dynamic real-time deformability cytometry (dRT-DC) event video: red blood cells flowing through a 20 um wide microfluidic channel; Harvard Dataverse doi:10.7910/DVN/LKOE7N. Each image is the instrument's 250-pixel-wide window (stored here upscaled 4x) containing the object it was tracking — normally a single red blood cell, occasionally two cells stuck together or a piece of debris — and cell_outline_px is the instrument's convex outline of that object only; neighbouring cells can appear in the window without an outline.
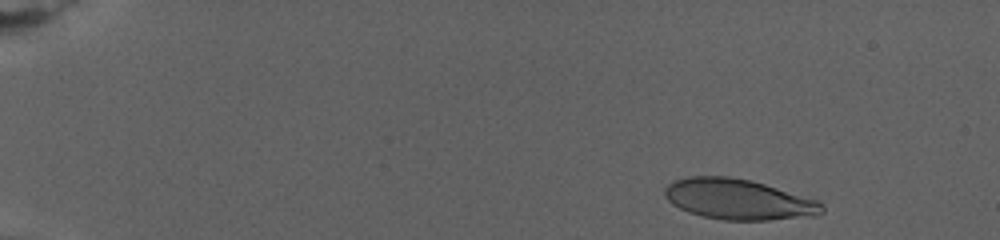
{"species": "human", "species_latin": "Homo sapiens", "temperature_condition": "warm", "stored_images_in_passage": 52, "camera_frame_rate_fps": 3000, "um_per_image_px": 0.085, "donor": {"sex": "female"}, "frame": {"image": 1, "passage_image": 2, "time_ms": 0.667, "image_size_px": [1000, 240], "cell_outline_px": [[824, 212], [820, 216], [768, 220], [724, 220], [704, 216], [688, 212], [672, 204], [664, 196], [664, 188], [672, 180], [688, 176], [728, 176], [752, 180], [816, 200], [824, 204]], "centroid_in_image_um": [62.77, 16.94], "position_along_channel_um": 22.2, "area_um2": 37.4}}
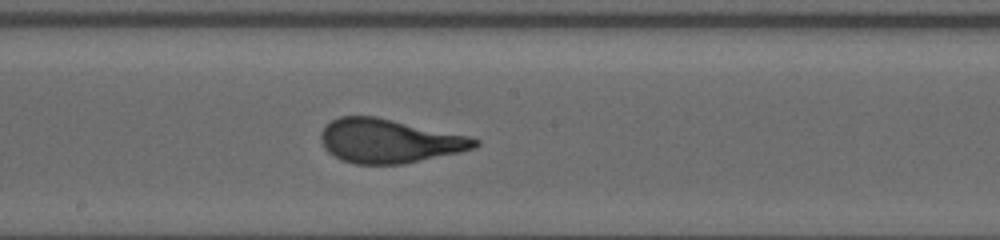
{"frame": {"image": 2, "passage_image": 29, "time_ms": 12.667, "image_size_px": [1000, 240], "cell_outline_px": [[480, 144], [476, 148], [460, 152], [404, 164], [356, 164], [332, 156], [324, 148], [320, 140], [320, 132], [332, 120], [340, 116], [376, 116], [468, 136], [480, 140]], "centroid_in_image_um": [33.07, 11.99], "position_along_channel_um": 215.1, "area_um2": 39.42}}
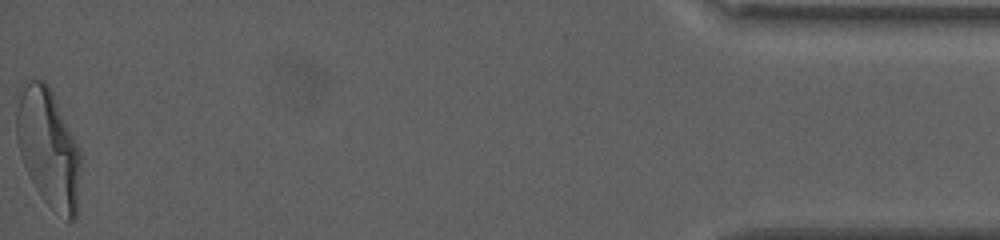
{"frame": {"image": 3, "passage_image": 52, "time_ms": 23.667, "image_size_px": [1000, 240], "cell_outline_px": [[80, 168], [76, 216], [72, 220], [68, 220], [48, 204], [44, 200], [36, 188], [24, 164], [20, 152], [16, 136], [16, 108], [20, 96], [28, 80], [44, 80], [48, 84], [52, 92], [80, 152]], "centroid_in_image_um": [4.1, 12.58], "position_along_channel_um": 431.1, "area_um2": 43.0}, "authors_computed_cell_mechanics": {"area_um2": 39.1306, "velocity_mm_per_s": 2.7056, "shape_relaxation_time_tau1_ms": 6.6925, "shape_relaxation_time_tau2_ms": null, "deformation_change_tau1": 0.2484, "deformation_change_tau2": null}}